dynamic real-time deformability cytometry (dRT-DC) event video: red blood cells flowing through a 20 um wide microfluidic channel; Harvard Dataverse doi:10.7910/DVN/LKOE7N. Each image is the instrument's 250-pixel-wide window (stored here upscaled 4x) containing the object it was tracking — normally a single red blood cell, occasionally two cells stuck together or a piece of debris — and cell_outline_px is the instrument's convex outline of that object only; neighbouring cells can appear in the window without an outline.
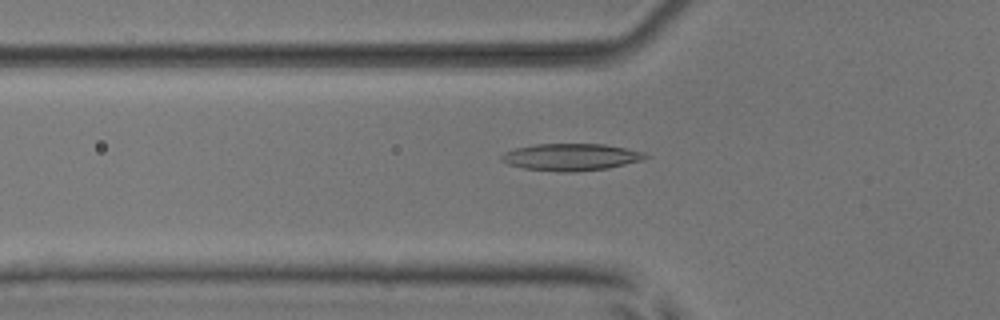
{"species": "common noctule bat (a hibernating species)", "species_latin": "Nyctalus noctula", "temperature_condition": "room temperature", "stored_images_in_passage": 52, "camera_frame_rate_fps": 3000, "um_per_image_px": 0.085, "animal": {"sex": "male", "body_mass_g": 17.9, "forearm_length_mm": 54.2}, "frame": {"image": 1, "passage_image": 18, "time_ms": 5.667, "image_size_px": [1000, 320], "cell_outline_px": [[652, 156], [644, 160], [608, 168], [576, 172], [560, 172], [524, 168], [508, 164], [500, 160], [500, 156], [504, 152], [516, 148], [536, 144], [604, 144], [644, 152]], "centroid_in_image_um": [48.56, 13.35], "position_along_channel_um": 77.2, "area_um2": 22.77}}
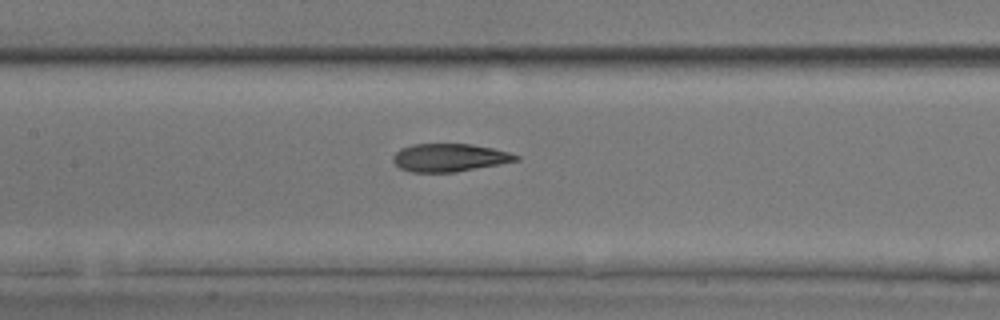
{"frame": {"image": 2, "passage_image": 25, "time_ms": 8.0, "image_size_px": [1000, 320], "cell_outline_px": [[520, 160], [500, 164], [456, 172], [412, 172], [400, 168], [392, 160], [392, 156], [400, 148], [412, 144], [472, 144], [492, 148], [508, 152], [520, 156]], "centroid_in_image_um": [38.2, 13.39], "position_along_channel_um": 169.2, "area_um2": 20.06}}
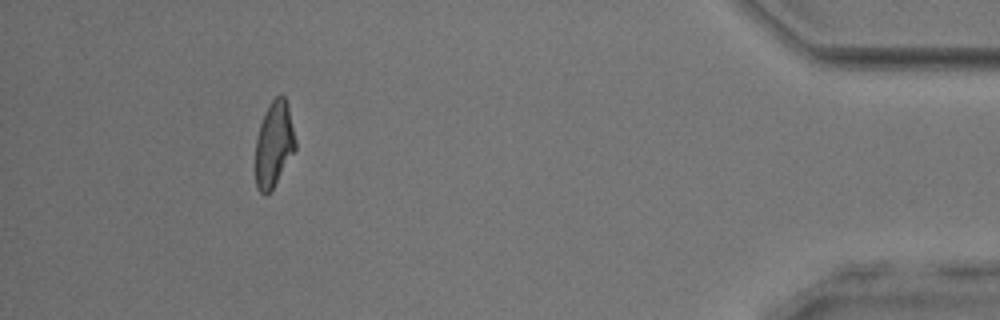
{"frame": {"image": 3, "passage_image": 48, "time_ms": 15.667, "image_size_px": [1000, 320], "cell_outline_px": [[296, 148], [272, 188], [264, 196], [256, 188], [256, 140], [260, 124], [264, 112], [272, 100], [276, 96], [284, 96], [288, 104], [296, 140]], "centroid_in_image_um": [23.28, 12.23], "position_along_channel_um": 411.9, "area_um2": 19.65}, "authors_computed_cell_mechanics": {"area_um2": 20.9814, "velocity_mm_per_s": 3.9203, "shape_relaxation_time_tau1_ms": 6.9026, "shape_relaxation_time_tau2_ms": 2.2425, "deformation_change_tau1": 0.2113, "deformation_change_tau2": 0.1018}}